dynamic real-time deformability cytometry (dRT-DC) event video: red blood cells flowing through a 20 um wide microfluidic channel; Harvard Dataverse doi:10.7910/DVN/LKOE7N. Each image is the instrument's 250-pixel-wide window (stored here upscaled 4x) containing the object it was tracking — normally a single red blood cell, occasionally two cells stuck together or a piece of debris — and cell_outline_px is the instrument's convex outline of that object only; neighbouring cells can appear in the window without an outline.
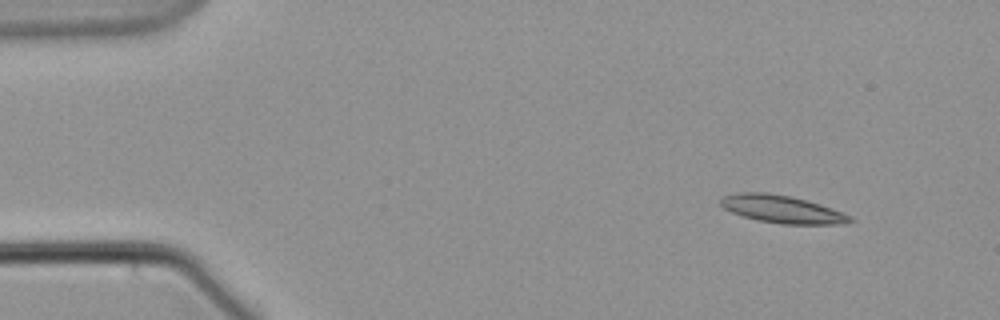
{"species": "common noctule bat (a hibernating species)", "species_latin": "Nyctalus noctula", "temperature_condition": "warm", "stored_images_in_passage": 53, "camera_frame_rate_fps": 3000, "um_per_image_px": 0.085, "animal": {"sex": "male", "body_mass_g": 21.5, "forearm_length_mm": 52.0}, "frame": {"image": 1, "passage_image": 1, "time_ms": 0.0, "image_size_px": [1000, 320], "cell_outline_px": [[856, 220], [836, 224], [780, 224], [756, 220], [732, 212], [724, 208], [720, 204], [720, 200], [724, 196], [736, 192], [764, 192], [792, 196], [820, 204], [832, 208], [852, 216]], "centroid_in_image_um": [66.47, 17.77], "position_along_channel_um": 18.5, "area_um2": 20.87}}
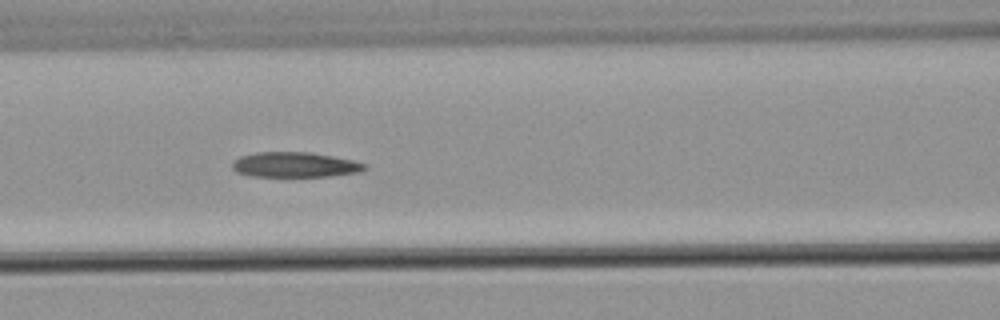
{"frame": {"image": 2, "passage_image": 20, "time_ms": 6.333, "image_size_px": [1000, 320], "cell_outline_px": [[368, 168], [360, 172], [328, 176], [248, 176], [236, 172], [232, 168], [232, 164], [240, 156], [256, 152], [308, 152], [356, 160], [368, 164]], "centroid_in_image_um": [25.11, 14.0], "position_along_channel_um": 141.5, "area_um2": 19.48}}
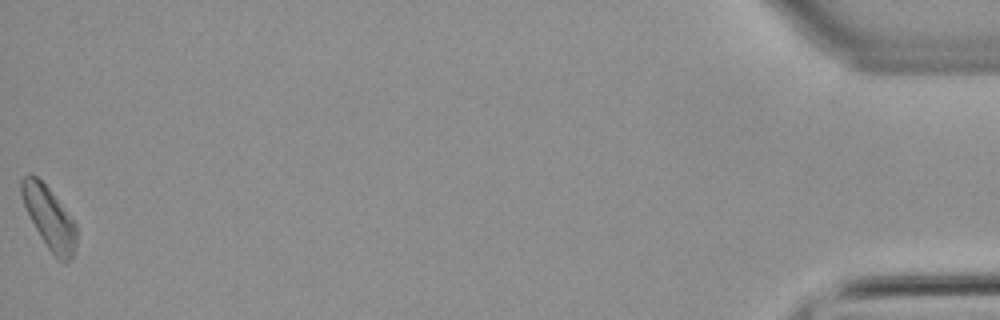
{"frame": {"image": 3, "passage_image": 53, "time_ms": 17.333, "image_size_px": [1000, 320], "cell_outline_px": [[76, 244], [72, 256], [64, 264], [56, 260], [48, 248], [36, 228], [24, 204], [20, 192], [20, 180], [28, 172], [32, 172], [48, 188], [76, 224]], "centroid_in_image_um": [4.17, 18.51], "position_along_channel_um": 431.0, "area_um2": 19.54}}